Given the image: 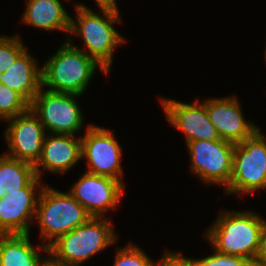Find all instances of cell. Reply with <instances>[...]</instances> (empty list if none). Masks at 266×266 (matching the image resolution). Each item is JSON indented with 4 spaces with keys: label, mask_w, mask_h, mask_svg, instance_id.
<instances>
[{
    "label": "cell",
    "mask_w": 266,
    "mask_h": 266,
    "mask_svg": "<svg viewBox=\"0 0 266 266\" xmlns=\"http://www.w3.org/2000/svg\"><path fill=\"white\" fill-rule=\"evenodd\" d=\"M224 213H220L217 222L208 229V234L204 237L210 239L213 248L218 252L240 256L254 262L266 222L256 213L249 211Z\"/></svg>",
    "instance_id": "cell-1"
},
{
    "label": "cell",
    "mask_w": 266,
    "mask_h": 266,
    "mask_svg": "<svg viewBox=\"0 0 266 266\" xmlns=\"http://www.w3.org/2000/svg\"><path fill=\"white\" fill-rule=\"evenodd\" d=\"M66 41L42 69V87L48 91L81 95L99 65L87 53Z\"/></svg>",
    "instance_id": "cell-2"
},
{
    "label": "cell",
    "mask_w": 266,
    "mask_h": 266,
    "mask_svg": "<svg viewBox=\"0 0 266 266\" xmlns=\"http://www.w3.org/2000/svg\"><path fill=\"white\" fill-rule=\"evenodd\" d=\"M37 200L35 216L39 220L41 237L49 239V243L37 249L42 248L47 253L48 246L59 236L81 226L92 217L70 193L42 186Z\"/></svg>",
    "instance_id": "cell-3"
},
{
    "label": "cell",
    "mask_w": 266,
    "mask_h": 266,
    "mask_svg": "<svg viewBox=\"0 0 266 266\" xmlns=\"http://www.w3.org/2000/svg\"><path fill=\"white\" fill-rule=\"evenodd\" d=\"M75 8L78 24L70 18L69 32L82 37L89 51L87 55L99 64L104 73H108L114 49L124 42V38L112 26L118 20L121 21L119 11L103 10L106 18H102L84 5Z\"/></svg>",
    "instance_id": "cell-4"
},
{
    "label": "cell",
    "mask_w": 266,
    "mask_h": 266,
    "mask_svg": "<svg viewBox=\"0 0 266 266\" xmlns=\"http://www.w3.org/2000/svg\"><path fill=\"white\" fill-rule=\"evenodd\" d=\"M110 224L108 219L91 217L86 223L52 242L48 246V255H52V259L60 264L78 266L116 241Z\"/></svg>",
    "instance_id": "cell-5"
},
{
    "label": "cell",
    "mask_w": 266,
    "mask_h": 266,
    "mask_svg": "<svg viewBox=\"0 0 266 266\" xmlns=\"http://www.w3.org/2000/svg\"><path fill=\"white\" fill-rule=\"evenodd\" d=\"M266 189V142L258 130L252 137L235 144L232 175L226 193H247Z\"/></svg>",
    "instance_id": "cell-6"
},
{
    "label": "cell",
    "mask_w": 266,
    "mask_h": 266,
    "mask_svg": "<svg viewBox=\"0 0 266 266\" xmlns=\"http://www.w3.org/2000/svg\"><path fill=\"white\" fill-rule=\"evenodd\" d=\"M71 93L43 92L42 87L30 103V109L51 134L73 135L83 124V115Z\"/></svg>",
    "instance_id": "cell-7"
},
{
    "label": "cell",
    "mask_w": 266,
    "mask_h": 266,
    "mask_svg": "<svg viewBox=\"0 0 266 266\" xmlns=\"http://www.w3.org/2000/svg\"><path fill=\"white\" fill-rule=\"evenodd\" d=\"M192 171L206 183L227 187L232 175L235 144L225 140H194L187 142Z\"/></svg>",
    "instance_id": "cell-8"
},
{
    "label": "cell",
    "mask_w": 266,
    "mask_h": 266,
    "mask_svg": "<svg viewBox=\"0 0 266 266\" xmlns=\"http://www.w3.org/2000/svg\"><path fill=\"white\" fill-rule=\"evenodd\" d=\"M88 128L82 141V158L87 157L88 167L86 172L95 175L108 176L123 182L122 177L121 148L110 130L94 125Z\"/></svg>",
    "instance_id": "cell-9"
},
{
    "label": "cell",
    "mask_w": 266,
    "mask_h": 266,
    "mask_svg": "<svg viewBox=\"0 0 266 266\" xmlns=\"http://www.w3.org/2000/svg\"><path fill=\"white\" fill-rule=\"evenodd\" d=\"M9 120L5 137L10 149V158L35 166L42 154L45 129L31 109Z\"/></svg>",
    "instance_id": "cell-10"
},
{
    "label": "cell",
    "mask_w": 266,
    "mask_h": 266,
    "mask_svg": "<svg viewBox=\"0 0 266 266\" xmlns=\"http://www.w3.org/2000/svg\"><path fill=\"white\" fill-rule=\"evenodd\" d=\"M124 184L108 177L85 172L70 190V194L92 217H100L107 209L116 208Z\"/></svg>",
    "instance_id": "cell-11"
},
{
    "label": "cell",
    "mask_w": 266,
    "mask_h": 266,
    "mask_svg": "<svg viewBox=\"0 0 266 266\" xmlns=\"http://www.w3.org/2000/svg\"><path fill=\"white\" fill-rule=\"evenodd\" d=\"M36 176L26 187L7 192L0 199V234H27L29 222L36 213L35 189L40 187Z\"/></svg>",
    "instance_id": "cell-12"
},
{
    "label": "cell",
    "mask_w": 266,
    "mask_h": 266,
    "mask_svg": "<svg viewBox=\"0 0 266 266\" xmlns=\"http://www.w3.org/2000/svg\"><path fill=\"white\" fill-rule=\"evenodd\" d=\"M166 117L171 125L186 135V141L194 140H220L215 126L210 122L205 103L198 99L193 104H186L176 100H161Z\"/></svg>",
    "instance_id": "cell-13"
},
{
    "label": "cell",
    "mask_w": 266,
    "mask_h": 266,
    "mask_svg": "<svg viewBox=\"0 0 266 266\" xmlns=\"http://www.w3.org/2000/svg\"><path fill=\"white\" fill-rule=\"evenodd\" d=\"M205 107L210 122L222 140L239 144L259 130L253 123L244 119L235 97L209 99L205 102Z\"/></svg>",
    "instance_id": "cell-14"
},
{
    "label": "cell",
    "mask_w": 266,
    "mask_h": 266,
    "mask_svg": "<svg viewBox=\"0 0 266 266\" xmlns=\"http://www.w3.org/2000/svg\"><path fill=\"white\" fill-rule=\"evenodd\" d=\"M54 135V136H52ZM44 138L42 154L34 166L36 176L41 177L40 166L51 172L62 173L82 159L81 138L73 135L52 134Z\"/></svg>",
    "instance_id": "cell-15"
},
{
    "label": "cell",
    "mask_w": 266,
    "mask_h": 266,
    "mask_svg": "<svg viewBox=\"0 0 266 266\" xmlns=\"http://www.w3.org/2000/svg\"><path fill=\"white\" fill-rule=\"evenodd\" d=\"M37 67L34 58L25 50L13 65L2 73L0 83L20 93L31 103L42 87V69Z\"/></svg>",
    "instance_id": "cell-16"
},
{
    "label": "cell",
    "mask_w": 266,
    "mask_h": 266,
    "mask_svg": "<svg viewBox=\"0 0 266 266\" xmlns=\"http://www.w3.org/2000/svg\"><path fill=\"white\" fill-rule=\"evenodd\" d=\"M70 18L59 0H28L22 22L46 30L69 32Z\"/></svg>",
    "instance_id": "cell-17"
},
{
    "label": "cell",
    "mask_w": 266,
    "mask_h": 266,
    "mask_svg": "<svg viewBox=\"0 0 266 266\" xmlns=\"http://www.w3.org/2000/svg\"><path fill=\"white\" fill-rule=\"evenodd\" d=\"M46 261L33 248L27 234H0V266H43Z\"/></svg>",
    "instance_id": "cell-18"
},
{
    "label": "cell",
    "mask_w": 266,
    "mask_h": 266,
    "mask_svg": "<svg viewBox=\"0 0 266 266\" xmlns=\"http://www.w3.org/2000/svg\"><path fill=\"white\" fill-rule=\"evenodd\" d=\"M36 177L32 164L7 155L0 158V199L16 189L26 187Z\"/></svg>",
    "instance_id": "cell-19"
},
{
    "label": "cell",
    "mask_w": 266,
    "mask_h": 266,
    "mask_svg": "<svg viewBox=\"0 0 266 266\" xmlns=\"http://www.w3.org/2000/svg\"><path fill=\"white\" fill-rule=\"evenodd\" d=\"M30 109V103L18 92L0 83V118L8 120Z\"/></svg>",
    "instance_id": "cell-20"
},
{
    "label": "cell",
    "mask_w": 266,
    "mask_h": 266,
    "mask_svg": "<svg viewBox=\"0 0 266 266\" xmlns=\"http://www.w3.org/2000/svg\"><path fill=\"white\" fill-rule=\"evenodd\" d=\"M19 37H0V71L4 73L26 50Z\"/></svg>",
    "instance_id": "cell-21"
},
{
    "label": "cell",
    "mask_w": 266,
    "mask_h": 266,
    "mask_svg": "<svg viewBox=\"0 0 266 266\" xmlns=\"http://www.w3.org/2000/svg\"><path fill=\"white\" fill-rule=\"evenodd\" d=\"M114 266H155L147 255L135 245L117 249Z\"/></svg>",
    "instance_id": "cell-22"
},
{
    "label": "cell",
    "mask_w": 266,
    "mask_h": 266,
    "mask_svg": "<svg viewBox=\"0 0 266 266\" xmlns=\"http://www.w3.org/2000/svg\"><path fill=\"white\" fill-rule=\"evenodd\" d=\"M195 266H253V262L247 258L236 255L224 254L215 250L213 255L193 260Z\"/></svg>",
    "instance_id": "cell-23"
},
{
    "label": "cell",
    "mask_w": 266,
    "mask_h": 266,
    "mask_svg": "<svg viewBox=\"0 0 266 266\" xmlns=\"http://www.w3.org/2000/svg\"><path fill=\"white\" fill-rule=\"evenodd\" d=\"M155 266H195L192 259L181 256V253L166 252L161 262Z\"/></svg>",
    "instance_id": "cell-24"
},
{
    "label": "cell",
    "mask_w": 266,
    "mask_h": 266,
    "mask_svg": "<svg viewBox=\"0 0 266 266\" xmlns=\"http://www.w3.org/2000/svg\"><path fill=\"white\" fill-rule=\"evenodd\" d=\"M253 266H266V228L259 247V252L253 262Z\"/></svg>",
    "instance_id": "cell-25"
},
{
    "label": "cell",
    "mask_w": 266,
    "mask_h": 266,
    "mask_svg": "<svg viewBox=\"0 0 266 266\" xmlns=\"http://www.w3.org/2000/svg\"><path fill=\"white\" fill-rule=\"evenodd\" d=\"M98 6L101 11L109 10V11H119L116 3L113 0H96Z\"/></svg>",
    "instance_id": "cell-26"
},
{
    "label": "cell",
    "mask_w": 266,
    "mask_h": 266,
    "mask_svg": "<svg viewBox=\"0 0 266 266\" xmlns=\"http://www.w3.org/2000/svg\"><path fill=\"white\" fill-rule=\"evenodd\" d=\"M43 266H76V265H65V264H60L56 261H54L52 258L49 259H46L45 263Z\"/></svg>",
    "instance_id": "cell-27"
}]
</instances>
